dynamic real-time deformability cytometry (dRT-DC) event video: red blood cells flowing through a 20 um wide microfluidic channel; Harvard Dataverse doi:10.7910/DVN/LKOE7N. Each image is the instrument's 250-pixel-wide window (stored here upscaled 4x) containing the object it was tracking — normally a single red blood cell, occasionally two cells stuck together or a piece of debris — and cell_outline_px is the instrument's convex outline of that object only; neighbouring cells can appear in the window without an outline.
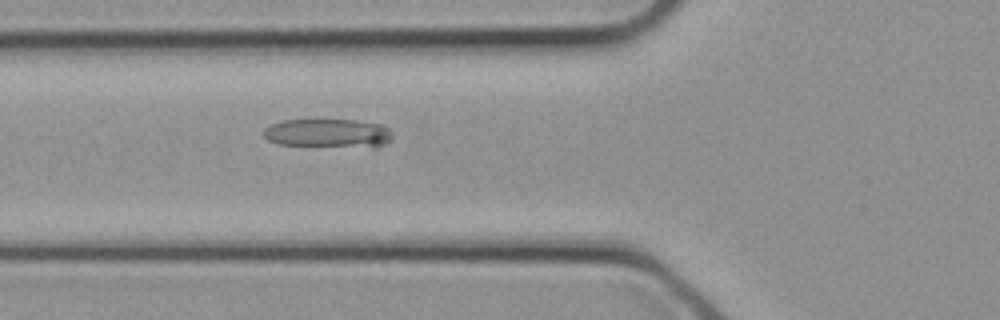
{"species": "common noctule bat (a hibernating species)", "species_latin": "Nyctalus noctula", "temperature_condition": "cold", "stored_images_in_passage": 4, "camera_frame_rate_fps": 3000, "um_per_image_px": 0.085, "animal": {"sex": "female", "body_mass_g": 21.9}, "frame": {"image": 1, "passage_image": 4, "time_ms": 1.0, "image_size_px": [1000, 320], "cell_outline_px": [[392, 140], [376, 148], [372, 148], [276, 144], [268, 140], [264, 136], [264, 128], [272, 124], [284, 120], [316, 116], [356, 120], [384, 124], [388, 128], [392, 136]], "centroid_in_image_um": [27.91, 11.28], "position_along_channel_um": 97.9, "area_um2": 23.0}}